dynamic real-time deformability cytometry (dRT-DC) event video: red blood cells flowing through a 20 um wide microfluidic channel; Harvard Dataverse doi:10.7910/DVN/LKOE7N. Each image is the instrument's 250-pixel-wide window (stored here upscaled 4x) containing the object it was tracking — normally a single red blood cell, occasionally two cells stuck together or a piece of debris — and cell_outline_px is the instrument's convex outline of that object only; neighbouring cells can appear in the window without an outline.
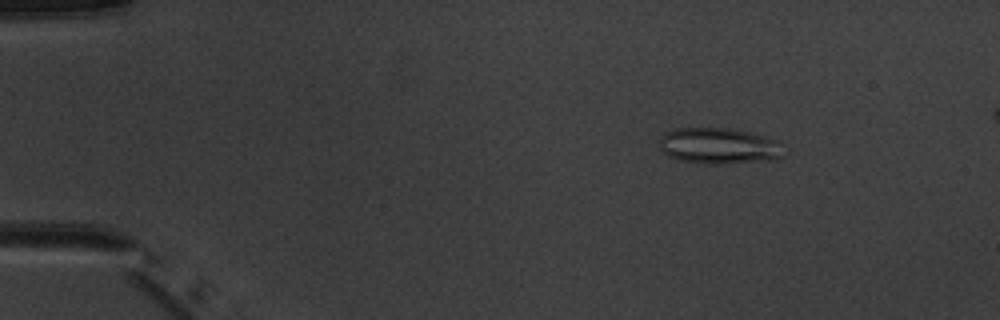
{"species": "common noctule bat (a hibernating species)", "species_latin": "Nyctalus noctula", "temperature_condition": "warm", "stored_images_in_passage": 5, "camera_frame_rate_fps": 3000, "um_per_image_px": 0.085, "animal": {"sex": "male", "body_mass_g": 20.1, "forearm_length_mm": 53.5}, "frame": {"image": 1, "passage_image": 2, "time_ms": 1.333, "image_size_px": [1000, 320], "cell_outline_px": [[784, 156], [780, 160], [716, 164], [704, 164], [680, 160], [668, 156], [660, 148], [660, 136], [664, 132], [676, 128], [728, 128], [748, 132], [780, 140]], "centroid_in_image_um": [61.15, 12.41], "position_along_channel_um": 23.9, "area_um2": 26.53}}